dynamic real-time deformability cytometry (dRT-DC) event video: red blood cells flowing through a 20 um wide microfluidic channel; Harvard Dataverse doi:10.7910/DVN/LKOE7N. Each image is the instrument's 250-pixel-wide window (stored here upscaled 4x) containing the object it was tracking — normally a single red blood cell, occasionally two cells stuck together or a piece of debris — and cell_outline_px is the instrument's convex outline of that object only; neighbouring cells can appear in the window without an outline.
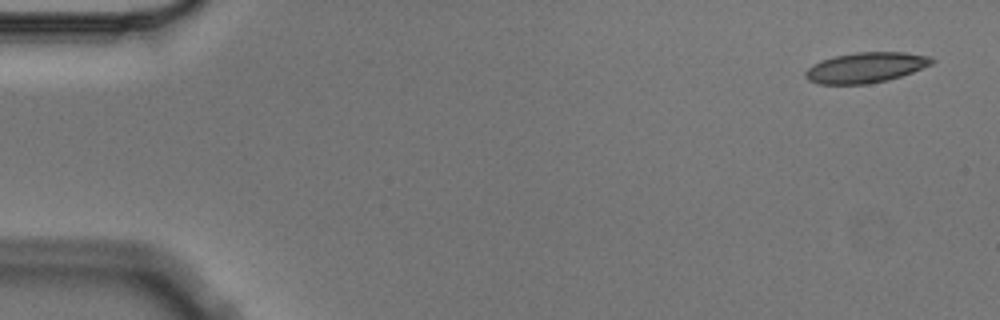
{"species": "Egyptian fruit bat (a non-hibernating species)", "species_latin": "Rousettus aegyptiacus", "temperature_condition": "cold", "stored_images_in_passage": 4, "camera_frame_rate_fps": 3000, "um_per_image_px": 0.085, "animal": {"sex": "male"}, "frame": {"image": 1, "passage_image": 1, "time_ms": 0.0, "image_size_px": [1000, 320], "cell_outline_px": [[936, 60], [932, 64], [912, 72], [888, 80], [868, 84], [820, 84], [808, 80], [804, 76], [804, 72], [812, 64], [820, 60], [836, 56], [856, 52], [904, 52], [932, 56]], "centroid_in_image_um": [73.59, 5.74], "position_along_channel_um": 11.4, "area_um2": 22.48}}
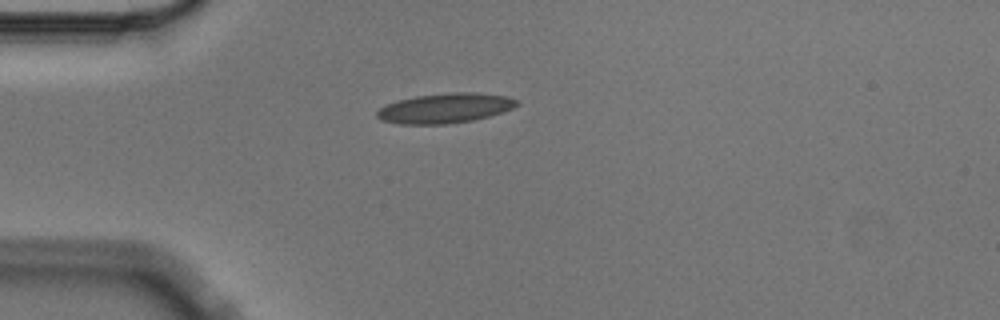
{"frame": {"image": 2, "passage_image": 4, "time_ms": 1.0, "image_size_px": [1000, 320], "cell_outline_px": [[520, 104], [504, 112], [472, 120], [448, 124], [400, 124], [380, 120], [376, 116], [376, 112], [380, 108], [388, 104], [400, 100], [416, 96], [452, 92], [476, 92], [508, 96], [520, 100]], "centroid_in_image_um": [37.88, 9.19], "position_along_channel_um": 47.1, "area_um2": 24.39}}